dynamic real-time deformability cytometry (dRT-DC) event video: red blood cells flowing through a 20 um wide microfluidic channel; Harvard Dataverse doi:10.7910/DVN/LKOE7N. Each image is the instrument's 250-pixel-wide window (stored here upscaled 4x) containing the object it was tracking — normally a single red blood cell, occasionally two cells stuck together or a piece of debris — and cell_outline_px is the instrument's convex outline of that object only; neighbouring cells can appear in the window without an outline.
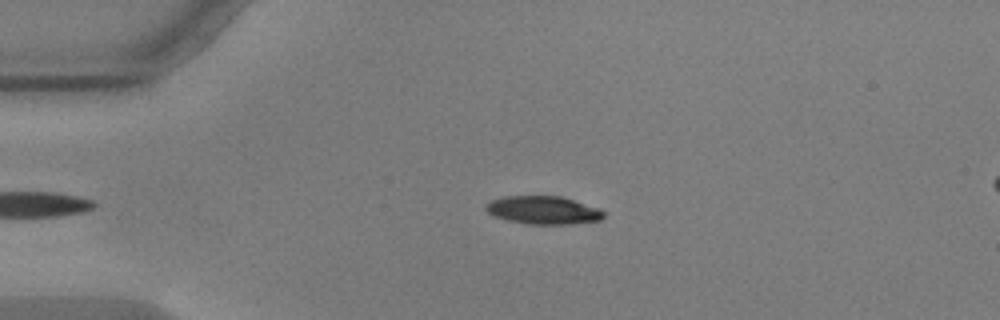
{"species": "common noctule bat (a hibernating species)", "species_latin": "Nyctalus noctula", "temperature_condition": "warm", "stored_images_in_passage": 41, "camera_frame_rate_fps": 3000, "um_per_image_px": 0.085, "animal": {"sex": "male", "body_mass_g": 17.9, "forearm_length_mm": 54.2}, "frame": {"image": 1, "passage_image": 3, "time_ms": 0.667, "image_size_px": [1000, 320], "cell_outline_px": [[604, 216], [600, 220], [572, 224], [528, 224], [508, 220], [492, 216], [484, 208], [484, 204], [492, 200], [504, 196], [560, 196], [600, 208], [604, 212]], "centroid_in_image_um": [46.15, 17.86], "position_along_channel_um": 38.8, "area_um2": 19.36}}
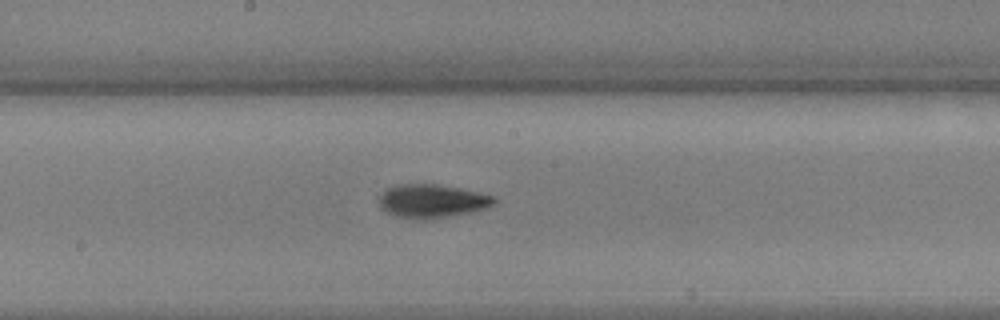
{"frame": {"image": 2, "passage_image": 20, "time_ms": 6.333, "image_size_px": [1000, 320], "cell_outline_px": [[496, 204], [488, 208], [472, 212], [448, 216], [396, 216], [380, 208], [380, 196], [388, 188], [396, 184], [436, 184], [460, 188], [496, 196]], "centroid_in_image_um": [36.8, 17.04], "position_along_channel_um": 211.4, "area_um2": 21.73}}
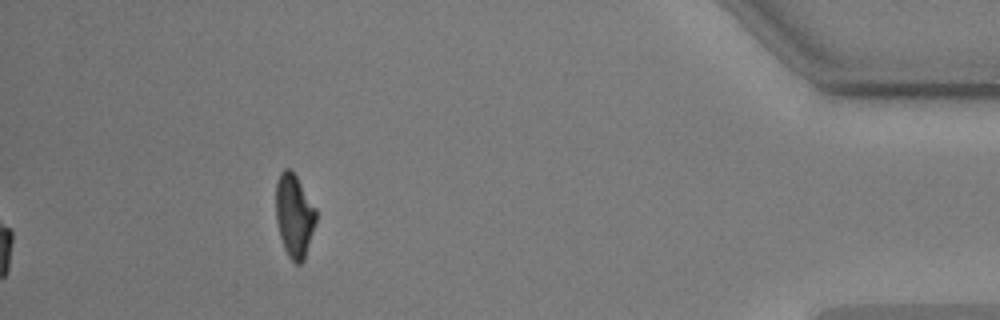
{"frame": {"image": 3, "passage_image": 41, "time_ms": 13.333, "image_size_px": [1000, 320], "cell_outline_px": [[316, 220], [304, 260], [300, 264], [296, 264], [288, 256], [284, 248], [280, 236], [276, 220], [276, 180], [280, 172], [284, 168], [288, 168], [296, 176], [316, 208]], "centroid_in_image_um": [25.0, 18.32], "position_along_channel_um": 410.2, "area_um2": 19.36}, "authors_computed_cell_mechanics": {"area_um2": 20.808, "velocity_mm_per_s": 3.6065, "shape_relaxation_time_tau1_ms": 3.3989, "shape_relaxation_time_tau2_ms": 4.8893, "deformation_change_tau1": 0.1464, "deformation_change_tau2": 0.1064}}